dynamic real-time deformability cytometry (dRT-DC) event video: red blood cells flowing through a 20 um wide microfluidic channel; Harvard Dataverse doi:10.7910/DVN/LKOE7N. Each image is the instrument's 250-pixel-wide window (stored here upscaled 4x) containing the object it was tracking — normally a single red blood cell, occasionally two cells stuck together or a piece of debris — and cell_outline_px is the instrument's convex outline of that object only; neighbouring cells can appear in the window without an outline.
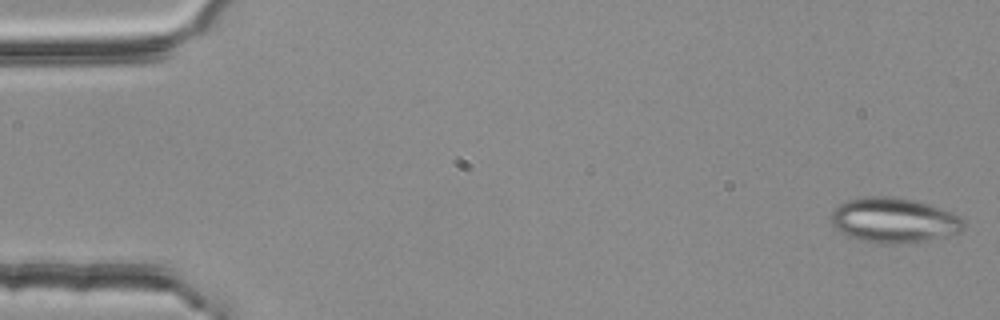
{"species": "common noctule bat (a hibernating species)", "species_latin": "Nyctalus noctula", "temperature_condition": "room temperature", "stored_images_in_passage": 55, "segment_of_instrument_passage": [1, 2], "camera_frame_rate_fps": 3000, "um_per_image_px": 0.085, "animal": {"sex": "female", "body_mass_g": 25.1}, "frame": {"image": 1, "passage_image": 1, "time_ms": 0.0, "image_size_px": [1000, 320], "cell_outline_px": [[964, 224], [960, 232], [924, 240], [884, 244], [864, 240], [848, 236], [836, 228], [832, 224], [832, 212], [840, 204], [848, 200], [872, 196], [884, 196], [912, 200], [928, 204], [940, 208], [960, 216], [964, 220]], "centroid_in_image_um": [75.98, 18.71], "position_along_channel_um": 9.0, "area_um2": 33.81}}
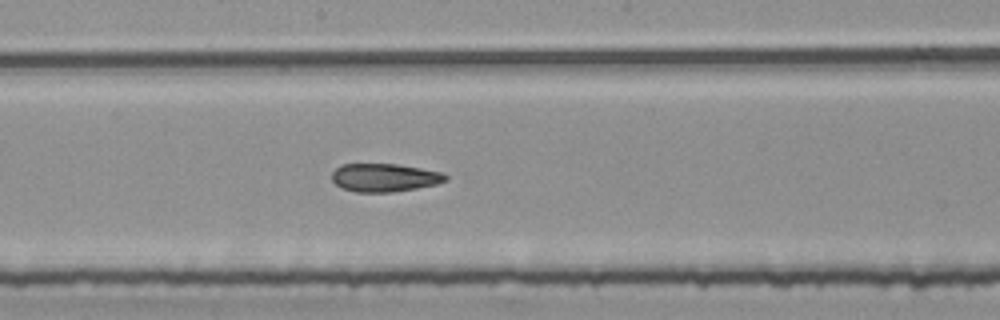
{"frame": {"image": 2, "passage_image": 29, "time_ms": 9.333, "image_size_px": [1000, 320], "cell_outline_px": [[448, 180], [436, 184], [416, 188], [392, 192], [356, 192], [344, 188], [336, 184], [332, 180], [332, 172], [340, 164], [396, 164], [420, 168], [440, 172], [448, 176]], "centroid_in_image_um": [32.67, 15.09], "position_along_channel_um": 215.5, "area_um2": 18.55}}
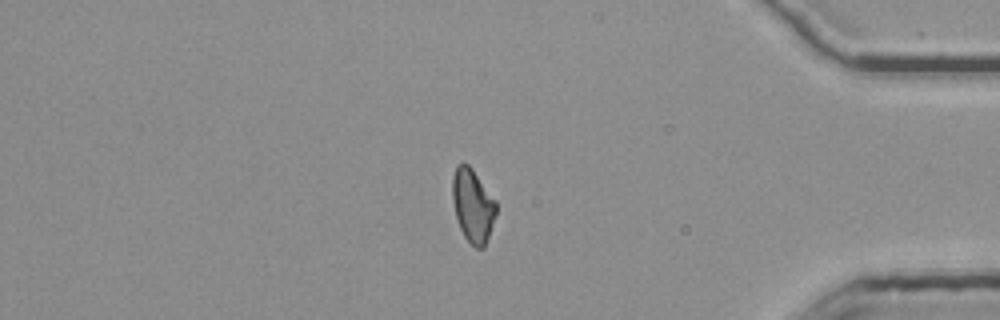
{"frame": {"image": 3, "passage_image": 46, "time_ms": 15.0, "image_size_px": [1000, 320], "cell_outline_px": [[496, 212], [484, 248], [476, 248], [464, 236], [460, 228], [456, 216], [452, 200], [452, 176], [456, 164], [468, 164], [472, 168], [496, 200]], "centroid_in_image_um": [40.17, 17.43], "position_along_channel_um": 395.0, "area_um2": 18.55}}